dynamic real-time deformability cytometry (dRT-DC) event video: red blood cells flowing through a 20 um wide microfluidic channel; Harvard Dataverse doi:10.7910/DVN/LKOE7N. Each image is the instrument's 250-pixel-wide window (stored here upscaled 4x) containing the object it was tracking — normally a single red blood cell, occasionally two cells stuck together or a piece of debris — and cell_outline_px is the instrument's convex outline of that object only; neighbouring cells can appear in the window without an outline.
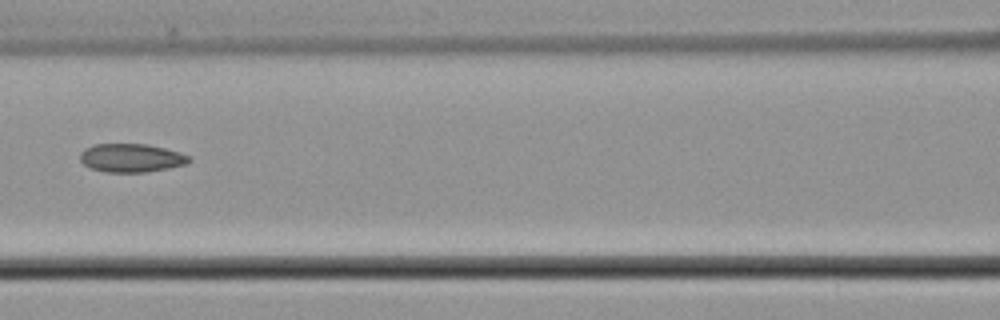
{"species": "common noctule bat (a hibernating species)", "species_latin": "Nyctalus noctula", "temperature_condition": "cold", "stored_images_in_passage": 6, "camera_frame_rate_fps": 3000, "um_per_image_px": 0.085, "animal": {"sex": "male", "body_mass_g": 21.5, "forearm_length_mm": 52.0}, "frame": {"image": 1, "passage_image": 6, "time_ms": 7.0, "image_size_px": [1000, 320], "cell_outline_px": [[192, 160], [188, 164], [148, 172], [104, 172], [92, 168], [84, 164], [80, 160], [80, 152], [84, 148], [92, 144], [148, 144], [180, 152], [192, 156]], "centroid_in_image_um": [11.19, 13.42], "position_along_channel_um": 155.4, "area_um2": 18.32}}